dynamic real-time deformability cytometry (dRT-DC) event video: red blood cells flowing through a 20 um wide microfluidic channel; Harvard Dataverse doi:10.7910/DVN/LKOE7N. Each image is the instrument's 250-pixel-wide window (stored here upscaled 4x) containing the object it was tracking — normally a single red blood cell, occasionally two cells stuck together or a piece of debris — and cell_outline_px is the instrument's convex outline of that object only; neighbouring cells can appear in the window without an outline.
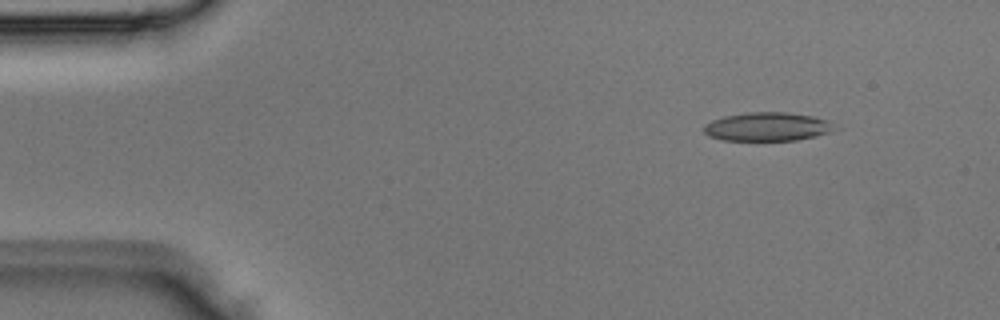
{"species": "Egyptian fruit bat (a non-hibernating species)", "species_latin": "Rousettus aegyptiacus", "temperature_condition": "room temperature", "stored_images_in_passage": 3, "camera_frame_rate_fps": 3000, "um_per_image_px": 0.085, "animal": {"sex": "male"}, "frame": {"image": 1, "passage_image": 1, "time_ms": 0.0, "image_size_px": [1000, 320], "cell_outline_px": [[840, 128], [832, 132], [816, 136], [796, 140], [720, 140], [708, 136], [704, 132], [704, 124], [712, 120], [724, 116], [744, 112], [788, 112], [812, 116], [828, 120]], "centroid_in_image_um": [65.25, 10.76], "position_along_channel_um": 19.7, "area_um2": 22.14}}
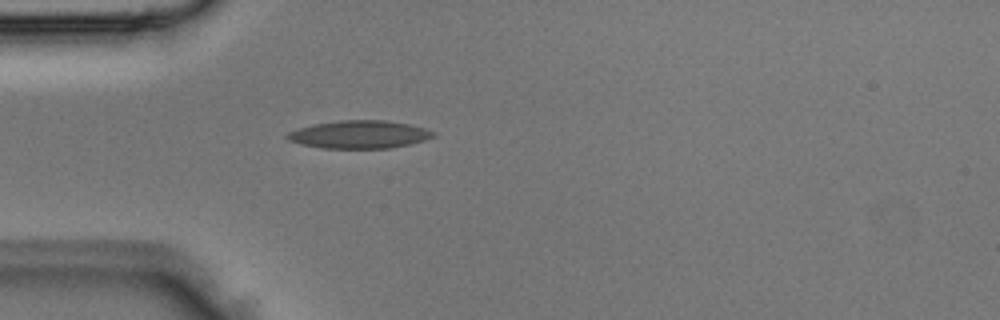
{"frame": {"image": 2, "passage_image": 3, "time_ms": 0.667, "image_size_px": [1000, 320], "cell_outline_px": [[436, 136], [424, 140], [408, 144], [388, 148], [324, 148], [300, 144], [288, 140], [284, 136], [288, 132], [312, 124], [340, 120], [384, 120], [408, 124], [424, 128], [436, 132]], "centroid_in_image_um": [30.52, 11.42], "position_along_channel_um": 54.5, "area_um2": 23.64}}